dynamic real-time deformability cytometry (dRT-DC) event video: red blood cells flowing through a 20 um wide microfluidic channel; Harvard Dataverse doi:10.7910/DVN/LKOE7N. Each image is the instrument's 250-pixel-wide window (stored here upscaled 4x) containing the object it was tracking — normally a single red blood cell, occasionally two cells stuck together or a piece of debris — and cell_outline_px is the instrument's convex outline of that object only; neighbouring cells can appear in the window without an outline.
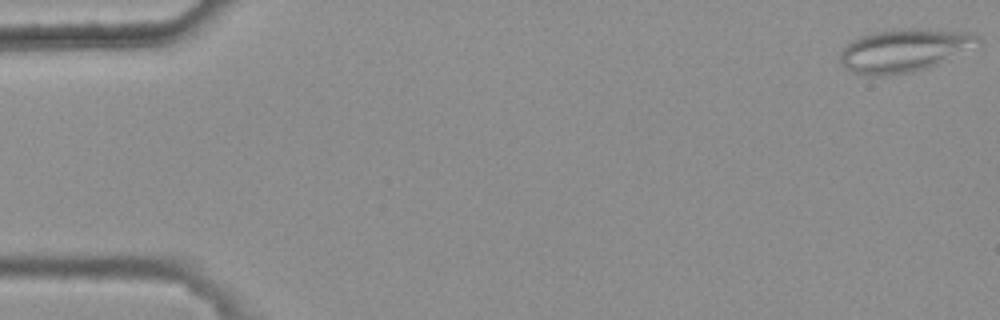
{"species": "common noctule bat (a hibernating species)", "species_latin": "Nyctalus noctula", "temperature_condition": "warm", "stored_images_in_passage": 13, "camera_frame_rate_fps": 3000, "um_per_image_px": 0.085, "animal": {"sex": "female", "body_mass_g": 25.1}, "frame": {"image": 1, "passage_image": 1, "time_ms": 0.0, "image_size_px": [1000, 320], "cell_outline_px": [[984, 40], [980, 44], [928, 68], [912, 72], [880, 76], [868, 76], [852, 72], [844, 68], [840, 64], [840, 48], [852, 40], [860, 36], [876, 32], [900, 28], [928, 28], [976, 32]], "centroid_in_image_um": [76.87, 4.26], "position_along_channel_um": 8.1, "area_um2": 35.26}}